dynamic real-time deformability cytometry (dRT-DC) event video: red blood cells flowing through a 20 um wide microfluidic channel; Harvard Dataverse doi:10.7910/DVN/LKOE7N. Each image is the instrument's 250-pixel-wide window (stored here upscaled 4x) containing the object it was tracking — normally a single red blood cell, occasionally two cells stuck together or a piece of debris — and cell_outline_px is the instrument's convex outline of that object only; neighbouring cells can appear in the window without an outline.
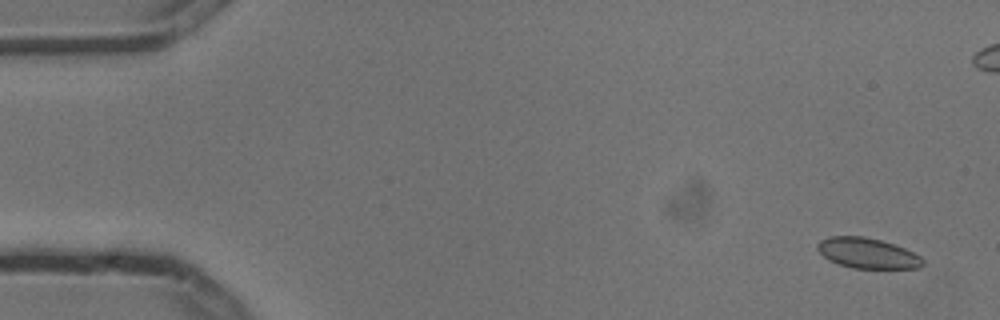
{"species": "common noctule bat (a hibernating species)", "species_latin": "Nyctalus noctula", "temperature_condition": "cold", "stored_images_in_passage": 7, "camera_frame_rate_fps": 3000, "um_per_image_px": 0.085, "animal": {"sex": "male", "body_mass_g": 13.3}, "frame": {"image": 1, "passage_image": 1, "time_ms": 0.0, "image_size_px": [1000, 320], "cell_outline_px": [[924, 264], [920, 268], [852, 268], [828, 260], [816, 248], [816, 244], [820, 240], [828, 236], [864, 236], [896, 244], [920, 256], [924, 260]], "centroid_in_image_um": [73.73, 21.51], "position_along_channel_um": 11.3, "area_um2": 18.73}}
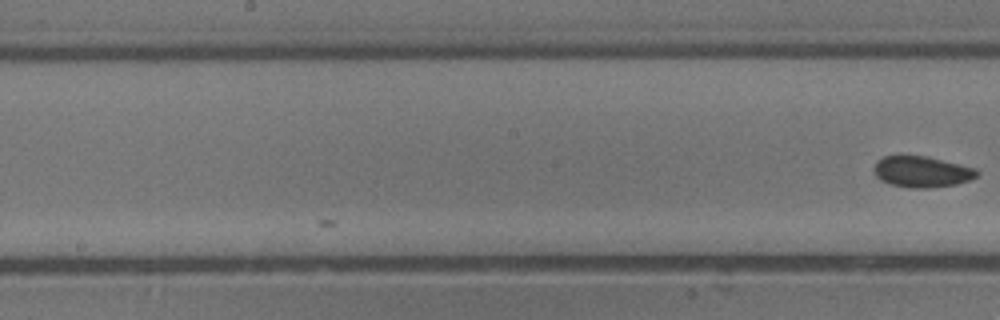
{"frame": {"image": 2, "passage_image": 7, "time_ms": 2.0, "image_size_px": [1000, 320], "cell_outline_px": [[980, 176], [956, 184], [932, 188], [908, 188], [892, 184], [880, 180], [876, 176], [872, 168], [876, 160], [884, 156], [928, 156], [976, 168], [980, 172]], "centroid_in_image_um": [78.36, 14.6], "position_along_channel_um": 169.8, "area_um2": 18.9}}